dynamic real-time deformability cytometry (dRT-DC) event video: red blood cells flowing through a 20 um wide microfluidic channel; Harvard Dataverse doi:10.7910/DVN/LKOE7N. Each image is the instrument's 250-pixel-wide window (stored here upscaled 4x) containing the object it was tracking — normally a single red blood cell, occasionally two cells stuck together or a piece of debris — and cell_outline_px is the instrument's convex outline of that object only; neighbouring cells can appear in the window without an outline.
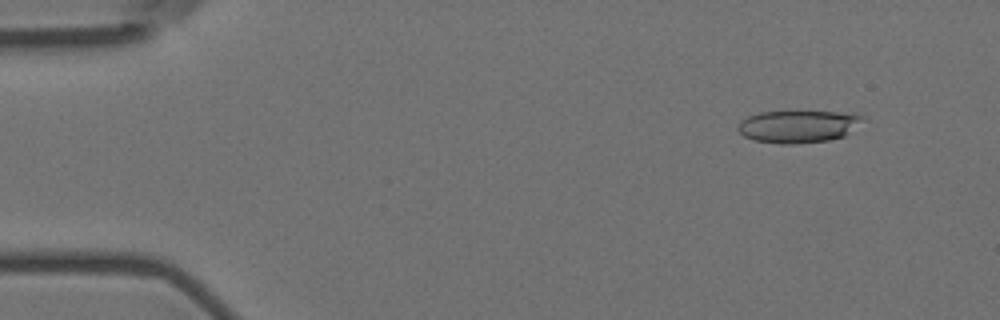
{"species": "Egyptian fruit bat (a non-hibernating species)", "species_latin": "Rousettus aegyptiacus", "temperature_condition": "room temperature", "stored_images_in_passage": 56, "camera_frame_rate_fps": 3000, "um_per_image_px": 0.085, "animal": {"sex": "female"}, "frame": {"image": 1, "passage_image": 5, "time_ms": 1.333, "image_size_px": [1000, 320], "cell_outline_px": [[864, 116], [844, 136], [828, 140], [796, 144], [780, 144], [756, 140], [744, 136], [736, 128], [740, 120], [748, 116], [760, 112], [796, 108], [836, 112]], "centroid_in_image_um": [67.74, 10.69], "position_along_channel_um": 17.3, "area_um2": 24.1}}
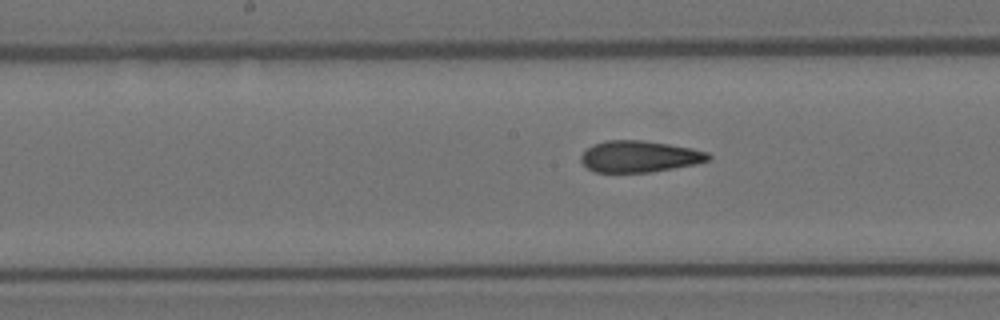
{"frame": {"image": 2, "passage_image": 28, "time_ms": 9.0, "image_size_px": [1000, 320], "cell_outline_px": [[712, 160], [696, 164], [652, 172], [592, 172], [580, 160], [580, 156], [592, 144], [604, 140], [640, 140], [668, 144], [692, 148], [708, 152], [712, 156]], "centroid_in_image_um": [54.37, 13.3], "position_along_channel_um": 193.8, "area_um2": 23.52}}
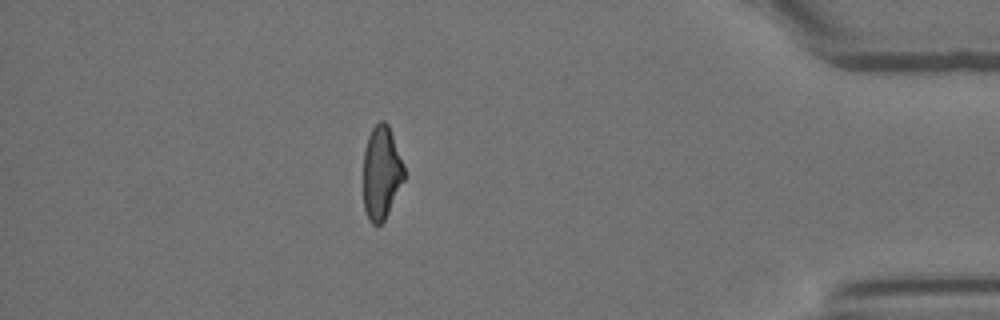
{"frame": {"image": 3, "passage_image": 49, "time_ms": 16.0, "image_size_px": [1000, 320], "cell_outline_px": [[404, 180], [384, 220], [380, 224], [372, 224], [368, 220], [364, 208], [364, 148], [368, 136], [372, 128], [380, 120], [384, 120], [388, 124], [404, 164]], "centroid_in_image_um": [32.41, 14.66], "position_along_channel_um": 402.8, "area_um2": 22.14}, "authors_computed_cell_mechanics": {"area_um2": 23.9003, "velocity_mm_per_s": 3.6066, "shape_relaxation_time_tau1_ms": null, "shape_relaxation_time_tau2_ms": 2.5879, "deformation_change_tau1": null, "deformation_change_tau2": 0.1198}}